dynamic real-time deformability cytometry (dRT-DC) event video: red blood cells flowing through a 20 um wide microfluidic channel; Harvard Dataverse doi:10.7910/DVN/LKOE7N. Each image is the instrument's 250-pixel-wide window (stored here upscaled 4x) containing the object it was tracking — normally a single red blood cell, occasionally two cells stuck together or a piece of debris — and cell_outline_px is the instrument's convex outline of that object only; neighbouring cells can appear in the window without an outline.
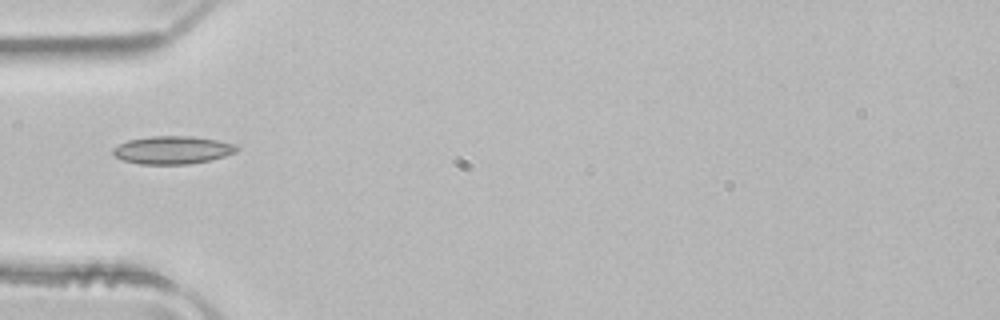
{"species": "common noctule bat (a hibernating species)", "species_latin": "Nyctalus noctula", "temperature_condition": "room temperature", "stored_images_in_passage": 35, "camera_frame_rate_fps": 3000, "um_per_image_px": 0.085, "animal": {"sex": "male", "body_mass_g": 21.5, "forearm_length_mm": 52.0}, "frame": {"image": 1, "passage_image": 1, "time_ms": 0.0, "image_size_px": [1000, 320], "cell_outline_px": [[240, 148], [236, 152], [224, 156], [208, 160], [188, 164], [140, 164], [124, 160], [116, 156], [112, 152], [112, 148], [128, 140], [148, 136], [192, 136], [216, 140], [236, 144]], "centroid_in_image_um": [14.67, 12.74], "position_along_channel_um": 70.3, "area_um2": 20.06}}
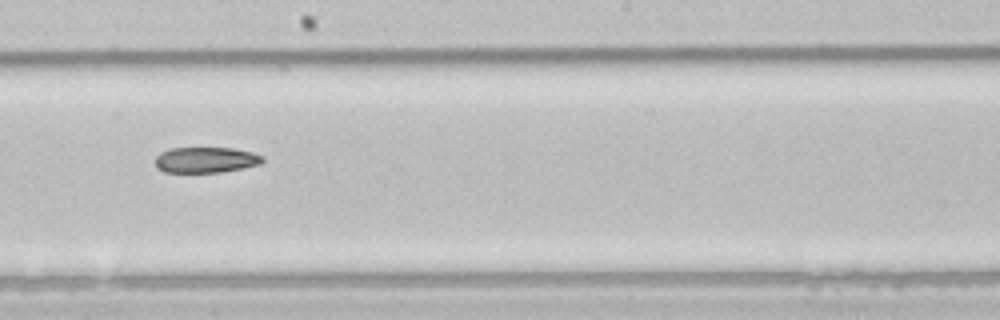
{"frame": {"image": 2, "passage_image": 13, "time_ms": 4.0, "image_size_px": [1000, 320], "cell_outline_px": [[264, 160], [260, 164], [244, 168], [224, 172], [164, 172], [156, 168], [156, 156], [160, 152], [172, 148], [232, 148], [252, 152], [264, 156]], "centroid_in_image_um": [17.51, 13.59], "position_along_channel_um": 230.7, "area_um2": 16.18}}
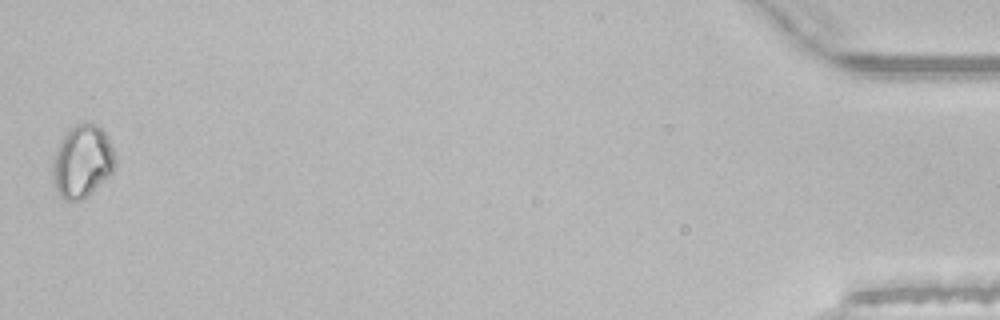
{"frame": {"image": 3, "passage_image": 35, "time_ms": 11.333, "image_size_px": [1000, 320], "cell_outline_px": [[116, 164], [112, 172], [84, 200], [64, 200], [60, 196], [56, 188], [52, 172], [52, 160], [60, 140], [76, 124], [96, 124], [104, 132], [116, 156]], "centroid_in_image_um": [6.99, 13.75], "position_along_channel_um": 428.2, "area_um2": 26.13}}